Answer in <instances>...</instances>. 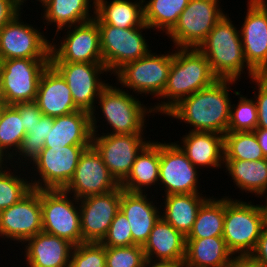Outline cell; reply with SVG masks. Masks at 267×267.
<instances>
[{
    "label": "cell",
    "mask_w": 267,
    "mask_h": 267,
    "mask_svg": "<svg viewBox=\"0 0 267 267\" xmlns=\"http://www.w3.org/2000/svg\"><path fill=\"white\" fill-rule=\"evenodd\" d=\"M132 95L110 84L102 90L97 101L105 122L112 128L109 134L144 133L146 116L154 112L152 106L147 108Z\"/></svg>",
    "instance_id": "cell-5"
},
{
    "label": "cell",
    "mask_w": 267,
    "mask_h": 267,
    "mask_svg": "<svg viewBox=\"0 0 267 267\" xmlns=\"http://www.w3.org/2000/svg\"><path fill=\"white\" fill-rule=\"evenodd\" d=\"M143 251L147 263L183 264L186 237L160 217L152 228Z\"/></svg>",
    "instance_id": "cell-21"
},
{
    "label": "cell",
    "mask_w": 267,
    "mask_h": 267,
    "mask_svg": "<svg viewBox=\"0 0 267 267\" xmlns=\"http://www.w3.org/2000/svg\"><path fill=\"white\" fill-rule=\"evenodd\" d=\"M198 170L174 142H160L159 183L165 196L200 193Z\"/></svg>",
    "instance_id": "cell-16"
},
{
    "label": "cell",
    "mask_w": 267,
    "mask_h": 267,
    "mask_svg": "<svg viewBox=\"0 0 267 267\" xmlns=\"http://www.w3.org/2000/svg\"><path fill=\"white\" fill-rule=\"evenodd\" d=\"M232 22L226 14L215 24L198 49L218 79L237 81L246 68L249 78L255 77L258 74L246 62L240 31Z\"/></svg>",
    "instance_id": "cell-3"
},
{
    "label": "cell",
    "mask_w": 267,
    "mask_h": 267,
    "mask_svg": "<svg viewBox=\"0 0 267 267\" xmlns=\"http://www.w3.org/2000/svg\"><path fill=\"white\" fill-rule=\"evenodd\" d=\"M241 91L233 93L239 96L237 105L230 106V119L227 132L254 131L258 124L257 104L253 99H248L240 94Z\"/></svg>",
    "instance_id": "cell-39"
},
{
    "label": "cell",
    "mask_w": 267,
    "mask_h": 267,
    "mask_svg": "<svg viewBox=\"0 0 267 267\" xmlns=\"http://www.w3.org/2000/svg\"><path fill=\"white\" fill-rule=\"evenodd\" d=\"M159 165L160 142L150 141L136 157L130 173L120 187L132 193H145L146 188L159 183Z\"/></svg>",
    "instance_id": "cell-29"
},
{
    "label": "cell",
    "mask_w": 267,
    "mask_h": 267,
    "mask_svg": "<svg viewBox=\"0 0 267 267\" xmlns=\"http://www.w3.org/2000/svg\"><path fill=\"white\" fill-rule=\"evenodd\" d=\"M92 135L90 113L79 110L53 118L44 147L91 145Z\"/></svg>",
    "instance_id": "cell-26"
},
{
    "label": "cell",
    "mask_w": 267,
    "mask_h": 267,
    "mask_svg": "<svg viewBox=\"0 0 267 267\" xmlns=\"http://www.w3.org/2000/svg\"><path fill=\"white\" fill-rule=\"evenodd\" d=\"M166 86L153 106V112L167 114L182 99L199 90L209 87L218 78L213 74L210 64L198 48H176Z\"/></svg>",
    "instance_id": "cell-2"
},
{
    "label": "cell",
    "mask_w": 267,
    "mask_h": 267,
    "mask_svg": "<svg viewBox=\"0 0 267 267\" xmlns=\"http://www.w3.org/2000/svg\"><path fill=\"white\" fill-rule=\"evenodd\" d=\"M234 259L222 236L186 238L184 267H229Z\"/></svg>",
    "instance_id": "cell-27"
},
{
    "label": "cell",
    "mask_w": 267,
    "mask_h": 267,
    "mask_svg": "<svg viewBox=\"0 0 267 267\" xmlns=\"http://www.w3.org/2000/svg\"><path fill=\"white\" fill-rule=\"evenodd\" d=\"M66 80L75 105L90 113L92 133L98 132L96 100L109 84L99 76L108 69L103 63H50ZM95 105V106H94Z\"/></svg>",
    "instance_id": "cell-7"
},
{
    "label": "cell",
    "mask_w": 267,
    "mask_h": 267,
    "mask_svg": "<svg viewBox=\"0 0 267 267\" xmlns=\"http://www.w3.org/2000/svg\"><path fill=\"white\" fill-rule=\"evenodd\" d=\"M41 231V190L33 188L20 201L0 212L1 238L23 244Z\"/></svg>",
    "instance_id": "cell-18"
},
{
    "label": "cell",
    "mask_w": 267,
    "mask_h": 267,
    "mask_svg": "<svg viewBox=\"0 0 267 267\" xmlns=\"http://www.w3.org/2000/svg\"><path fill=\"white\" fill-rule=\"evenodd\" d=\"M129 62L119 68L114 76L121 87H127L138 94H150L154 97L162 95L169 76L173 51L165 54L151 53Z\"/></svg>",
    "instance_id": "cell-9"
},
{
    "label": "cell",
    "mask_w": 267,
    "mask_h": 267,
    "mask_svg": "<svg viewBox=\"0 0 267 267\" xmlns=\"http://www.w3.org/2000/svg\"><path fill=\"white\" fill-rule=\"evenodd\" d=\"M69 267H106V247L96 242L74 246Z\"/></svg>",
    "instance_id": "cell-40"
},
{
    "label": "cell",
    "mask_w": 267,
    "mask_h": 267,
    "mask_svg": "<svg viewBox=\"0 0 267 267\" xmlns=\"http://www.w3.org/2000/svg\"><path fill=\"white\" fill-rule=\"evenodd\" d=\"M11 170L5 166L0 171V212L20 201L33 189L30 180L21 178V174L16 175Z\"/></svg>",
    "instance_id": "cell-38"
},
{
    "label": "cell",
    "mask_w": 267,
    "mask_h": 267,
    "mask_svg": "<svg viewBox=\"0 0 267 267\" xmlns=\"http://www.w3.org/2000/svg\"><path fill=\"white\" fill-rule=\"evenodd\" d=\"M39 2L42 3V8L44 7L42 16L43 20H46L44 23H47V25L54 23L55 27L57 25L55 36L59 31L89 22L95 16L96 0H39ZM91 7L94 9L93 15L89 13Z\"/></svg>",
    "instance_id": "cell-28"
},
{
    "label": "cell",
    "mask_w": 267,
    "mask_h": 267,
    "mask_svg": "<svg viewBox=\"0 0 267 267\" xmlns=\"http://www.w3.org/2000/svg\"><path fill=\"white\" fill-rule=\"evenodd\" d=\"M41 211L43 232L66 239L74 246L85 243L77 198L63 189L41 190Z\"/></svg>",
    "instance_id": "cell-6"
},
{
    "label": "cell",
    "mask_w": 267,
    "mask_h": 267,
    "mask_svg": "<svg viewBox=\"0 0 267 267\" xmlns=\"http://www.w3.org/2000/svg\"><path fill=\"white\" fill-rule=\"evenodd\" d=\"M181 140L182 145L175 143L195 167L201 169V167L223 166L224 135L215 132L189 131Z\"/></svg>",
    "instance_id": "cell-25"
},
{
    "label": "cell",
    "mask_w": 267,
    "mask_h": 267,
    "mask_svg": "<svg viewBox=\"0 0 267 267\" xmlns=\"http://www.w3.org/2000/svg\"><path fill=\"white\" fill-rule=\"evenodd\" d=\"M35 102L43 115L53 118L80 110L66 80L51 64L42 73Z\"/></svg>",
    "instance_id": "cell-22"
},
{
    "label": "cell",
    "mask_w": 267,
    "mask_h": 267,
    "mask_svg": "<svg viewBox=\"0 0 267 267\" xmlns=\"http://www.w3.org/2000/svg\"><path fill=\"white\" fill-rule=\"evenodd\" d=\"M49 127H53V117L45 116L43 115L40 118L39 123H36L23 137V141L21 143V146L19 150L16 152V154L13 156L14 158H11L10 161L12 164L17 159L15 157H18L19 163H26V167L30 166L29 163L33 164V162L39 157L40 152L43 150L45 145V139L49 132ZM21 157V159H20ZM25 158V159H23ZM27 161V162H21ZM28 164V165H27Z\"/></svg>",
    "instance_id": "cell-37"
},
{
    "label": "cell",
    "mask_w": 267,
    "mask_h": 267,
    "mask_svg": "<svg viewBox=\"0 0 267 267\" xmlns=\"http://www.w3.org/2000/svg\"><path fill=\"white\" fill-rule=\"evenodd\" d=\"M2 101L6 105L34 102L43 71L50 59L13 58L1 60Z\"/></svg>",
    "instance_id": "cell-11"
},
{
    "label": "cell",
    "mask_w": 267,
    "mask_h": 267,
    "mask_svg": "<svg viewBox=\"0 0 267 267\" xmlns=\"http://www.w3.org/2000/svg\"><path fill=\"white\" fill-rule=\"evenodd\" d=\"M25 135L23 118L19 111L13 105H7L0 121V152L8 160L13 158Z\"/></svg>",
    "instance_id": "cell-35"
},
{
    "label": "cell",
    "mask_w": 267,
    "mask_h": 267,
    "mask_svg": "<svg viewBox=\"0 0 267 267\" xmlns=\"http://www.w3.org/2000/svg\"><path fill=\"white\" fill-rule=\"evenodd\" d=\"M27 0H20V3L22 4V5H24L23 3H25ZM36 1H39V0H36Z\"/></svg>",
    "instance_id": "cell-54"
},
{
    "label": "cell",
    "mask_w": 267,
    "mask_h": 267,
    "mask_svg": "<svg viewBox=\"0 0 267 267\" xmlns=\"http://www.w3.org/2000/svg\"><path fill=\"white\" fill-rule=\"evenodd\" d=\"M227 174L241 191L265 196L267 193V158L257 161L224 159Z\"/></svg>",
    "instance_id": "cell-32"
},
{
    "label": "cell",
    "mask_w": 267,
    "mask_h": 267,
    "mask_svg": "<svg viewBox=\"0 0 267 267\" xmlns=\"http://www.w3.org/2000/svg\"><path fill=\"white\" fill-rule=\"evenodd\" d=\"M219 0H190L174 27L166 34L175 48H198L226 14Z\"/></svg>",
    "instance_id": "cell-10"
},
{
    "label": "cell",
    "mask_w": 267,
    "mask_h": 267,
    "mask_svg": "<svg viewBox=\"0 0 267 267\" xmlns=\"http://www.w3.org/2000/svg\"><path fill=\"white\" fill-rule=\"evenodd\" d=\"M91 145L44 147L33 162L32 171L41 179L31 180L32 188L38 190L64 189L74 175L79 158ZM35 166V168H34Z\"/></svg>",
    "instance_id": "cell-12"
},
{
    "label": "cell",
    "mask_w": 267,
    "mask_h": 267,
    "mask_svg": "<svg viewBox=\"0 0 267 267\" xmlns=\"http://www.w3.org/2000/svg\"><path fill=\"white\" fill-rule=\"evenodd\" d=\"M144 0H96L94 21L117 28L140 27L144 23Z\"/></svg>",
    "instance_id": "cell-31"
},
{
    "label": "cell",
    "mask_w": 267,
    "mask_h": 267,
    "mask_svg": "<svg viewBox=\"0 0 267 267\" xmlns=\"http://www.w3.org/2000/svg\"><path fill=\"white\" fill-rule=\"evenodd\" d=\"M23 118V126L26 133L36 124L39 123L40 118L43 116L37 103L25 102L13 105Z\"/></svg>",
    "instance_id": "cell-44"
},
{
    "label": "cell",
    "mask_w": 267,
    "mask_h": 267,
    "mask_svg": "<svg viewBox=\"0 0 267 267\" xmlns=\"http://www.w3.org/2000/svg\"><path fill=\"white\" fill-rule=\"evenodd\" d=\"M1 82H2V63L0 60V100H2Z\"/></svg>",
    "instance_id": "cell-53"
},
{
    "label": "cell",
    "mask_w": 267,
    "mask_h": 267,
    "mask_svg": "<svg viewBox=\"0 0 267 267\" xmlns=\"http://www.w3.org/2000/svg\"><path fill=\"white\" fill-rule=\"evenodd\" d=\"M25 243L28 267H69L74 245L66 239L41 231Z\"/></svg>",
    "instance_id": "cell-24"
},
{
    "label": "cell",
    "mask_w": 267,
    "mask_h": 267,
    "mask_svg": "<svg viewBox=\"0 0 267 267\" xmlns=\"http://www.w3.org/2000/svg\"><path fill=\"white\" fill-rule=\"evenodd\" d=\"M143 246L106 247V267H145Z\"/></svg>",
    "instance_id": "cell-41"
},
{
    "label": "cell",
    "mask_w": 267,
    "mask_h": 267,
    "mask_svg": "<svg viewBox=\"0 0 267 267\" xmlns=\"http://www.w3.org/2000/svg\"><path fill=\"white\" fill-rule=\"evenodd\" d=\"M229 267H261L254 263L249 257L235 258Z\"/></svg>",
    "instance_id": "cell-48"
},
{
    "label": "cell",
    "mask_w": 267,
    "mask_h": 267,
    "mask_svg": "<svg viewBox=\"0 0 267 267\" xmlns=\"http://www.w3.org/2000/svg\"><path fill=\"white\" fill-rule=\"evenodd\" d=\"M202 193L171 194L164 196L161 217L185 237L191 232L202 203L208 198Z\"/></svg>",
    "instance_id": "cell-30"
},
{
    "label": "cell",
    "mask_w": 267,
    "mask_h": 267,
    "mask_svg": "<svg viewBox=\"0 0 267 267\" xmlns=\"http://www.w3.org/2000/svg\"><path fill=\"white\" fill-rule=\"evenodd\" d=\"M266 196V202H265V204H264V206L262 205V207H263V211H264V215H265V224H267V194H265Z\"/></svg>",
    "instance_id": "cell-51"
},
{
    "label": "cell",
    "mask_w": 267,
    "mask_h": 267,
    "mask_svg": "<svg viewBox=\"0 0 267 267\" xmlns=\"http://www.w3.org/2000/svg\"><path fill=\"white\" fill-rule=\"evenodd\" d=\"M236 80L218 79L212 85L182 99L166 115L190 124L191 131L227 133L231 100L229 85Z\"/></svg>",
    "instance_id": "cell-1"
},
{
    "label": "cell",
    "mask_w": 267,
    "mask_h": 267,
    "mask_svg": "<svg viewBox=\"0 0 267 267\" xmlns=\"http://www.w3.org/2000/svg\"><path fill=\"white\" fill-rule=\"evenodd\" d=\"M207 198L198 211L193 228L186 238H207L223 235L224 197Z\"/></svg>",
    "instance_id": "cell-34"
},
{
    "label": "cell",
    "mask_w": 267,
    "mask_h": 267,
    "mask_svg": "<svg viewBox=\"0 0 267 267\" xmlns=\"http://www.w3.org/2000/svg\"><path fill=\"white\" fill-rule=\"evenodd\" d=\"M66 30L60 45L59 42L57 45L51 42L50 63H103L100 31L94 20L67 27Z\"/></svg>",
    "instance_id": "cell-15"
},
{
    "label": "cell",
    "mask_w": 267,
    "mask_h": 267,
    "mask_svg": "<svg viewBox=\"0 0 267 267\" xmlns=\"http://www.w3.org/2000/svg\"><path fill=\"white\" fill-rule=\"evenodd\" d=\"M247 13L241 25L244 57L258 74H267V1L248 0Z\"/></svg>",
    "instance_id": "cell-19"
},
{
    "label": "cell",
    "mask_w": 267,
    "mask_h": 267,
    "mask_svg": "<svg viewBox=\"0 0 267 267\" xmlns=\"http://www.w3.org/2000/svg\"><path fill=\"white\" fill-rule=\"evenodd\" d=\"M145 267H184V265L177 263H146Z\"/></svg>",
    "instance_id": "cell-49"
},
{
    "label": "cell",
    "mask_w": 267,
    "mask_h": 267,
    "mask_svg": "<svg viewBox=\"0 0 267 267\" xmlns=\"http://www.w3.org/2000/svg\"><path fill=\"white\" fill-rule=\"evenodd\" d=\"M121 187L104 194L79 199L80 223L84 242L100 243L120 210ZM81 203V204H80Z\"/></svg>",
    "instance_id": "cell-20"
},
{
    "label": "cell",
    "mask_w": 267,
    "mask_h": 267,
    "mask_svg": "<svg viewBox=\"0 0 267 267\" xmlns=\"http://www.w3.org/2000/svg\"><path fill=\"white\" fill-rule=\"evenodd\" d=\"M6 161V162H5ZM8 159L0 152V171L5 168L4 166H7L6 164L8 163L7 162ZM6 163V164H4ZM4 165V166H3Z\"/></svg>",
    "instance_id": "cell-50"
},
{
    "label": "cell",
    "mask_w": 267,
    "mask_h": 267,
    "mask_svg": "<svg viewBox=\"0 0 267 267\" xmlns=\"http://www.w3.org/2000/svg\"><path fill=\"white\" fill-rule=\"evenodd\" d=\"M119 187L120 184L91 145L81 154L74 175L63 190L79 200L90 195L104 194Z\"/></svg>",
    "instance_id": "cell-17"
},
{
    "label": "cell",
    "mask_w": 267,
    "mask_h": 267,
    "mask_svg": "<svg viewBox=\"0 0 267 267\" xmlns=\"http://www.w3.org/2000/svg\"><path fill=\"white\" fill-rule=\"evenodd\" d=\"M265 215L262 204L253 205L224 196L223 239L235 258L249 257L255 250Z\"/></svg>",
    "instance_id": "cell-4"
},
{
    "label": "cell",
    "mask_w": 267,
    "mask_h": 267,
    "mask_svg": "<svg viewBox=\"0 0 267 267\" xmlns=\"http://www.w3.org/2000/svg\"><path fill=\"white\" fill-rule=\"evenodd\" d=\"M254 133L259 142V146L262 149L264 156L267 158V129L256 128Z\"/></svg>",
    "instance_id": "cell-47"
},
{
    "label": "cell",
    "mask_w": 267,
    "mask_h": 267,
    "mask_svg": "<svg viewBox=\"0 0 267 267\" xmlns=\"http://www.w3.org/2000/svg\"><path fill=\"white\" fill-rule=\"evenodd\" d=\"M100 31V48L103 64L110 75L123 65L146 56L150 51L142 30L150 28L143 23L140 27L117 28L97 23Z\"/></svg>",
    "instance_id": "cell-8"
},
{
    "label": "cell",
    "mask_w": 267,
    "mask_h": 267,
    "mask_svg": "<svg viewBox=\"0 0 267 267\" xmlns=\"http://www.w3.org/2000/svg\"><path fill=\"white\" fill-rule=\"evenodd\" d=\"M145 193H132L121 188L120 210L129 221L133 245L144 246L155 223L161 217L160 209Z\"/></svg>",
    "instance_id": "cell-23"
},
{
    "label": "cell",
    "mask_w": 267,
    "mask_h": 267,
    "mask_svg": "<svg viewBox=\"0 0 267 267\" xmlns=\"http://www.w3.org/2000/svg\"><path fill=\"white\" fill-rule=\"evenodd\" d=\"M266 158L254 131L224 134V159L257 161Z\"/></svg>",
    "instance_id": "cell-36"
},
{
    "label": "cell",
    "mask_w": 267,
    "mask_h": 267,
    "mask_svg": "<svg viewBox=\"0 0 267 267\" xmlns=\"http://www.w3.org/2000/svg\"><path fill=\"white\" fill-rule=\"evenodd\" d=\"M21 5L18 0H0V28L23 10Z\"/></svg>",
    "instance_id": "cell-45"
},
{
    "label": "cell",
    "mask_w": 267,
    "mask_h": 267,
    "mask_svg": "<svg viewBox=\"0 0 267 267\" xmlns=\"http://www.w3.org/2000/svg\"><path fill=\"white\" fill-rule=\"evenodd\" d=\"M252 82L258 86V94L254 92L258 111L257 128L267 129V74L252 77Z\"/></svg>",
    "instance_id": "cell-43"
},
{
    "label": "cell",
    "mask_w": 267,
    "mask_h": 267,
    "mask_svg": "<svg viewBox=\"0 0 267 267\" xmlns=\"http://www.w3.org/2000/svg\"><path fill=\"white\" fill-rule=\"evenodd\" d=\"M6 106L7 105L2 100H0V121H1V118H2V115H3L4 108Z\"/></svg>",
    "instance_id": "cell-52"
},
{
    "label": "cell",
    "mask_w": 267,
    "mask_h": 267,
    "mask_svg": "<svg viewBox=\"0 0 267 267\" xmlns=\"http://www.w3.org/2000/svg\"><path fill=\"white\" fill-rule=\"evenodd\" d=\"M102 134L93 133L91 145L100 154L111 175L121 184L130 173L136 157L150 140H145L144 133Z\"/></svg>",
    "instance_id": "cell-13"
},
{
    "label": "cell",
    "mask_w": 267,
    "mask_h": 267,
    "mask_svg": "<svg viewBox=\"0 0 267 267\" xmlns=\"http://www.w3.org/2000/svg\"><path fill=\"white\" fill-rule=\"evenodd\" d=\"M21 13L0 28V60L50 59L51 41L40 29L21 21Z\"/></svg>",
    "instance_id": "cell-14"
},
{
    "label": "cell",
    "mask_w": 267,
    "mask_h": 267,
    "mask_svg": "<svg viewBox=\"0 0 267 267\" xmlns=\"http://www.w3.org/2000/svg\"><path fill=\"white\" fill-rule=\"evenodd\" d=\"M190 0H149L143 5L144 23L158 31L165 32V35L177 23L179 16L186 8Z\"/></svg>",
    "instance_id": "cell-33"
},
{
    "label": "cell",
    "mask_w": 267,
    "mask_h": 267,
    "mask_svg": "<svg viewBox=\"0 0 267 267\" xmlns=\"http://www.w3.org/2000/svg\"><path fill=\"white\" fill-rule=\"evenodd\" d=\"M130 229L129 221L125 214L119 210L111 222L106 236L100 243L105 247L133 246Z\"/></svg>",
    "instance_id": "cell-42"
},
{
    "label": "cell",
    "mask_w": 267,
    "mask_h": 267,
    "mask_svg": "<svg viewBox=\"0 0 267 267\" xmlns=\"http://www.w3.org/2000/svg\"><path fill=\"white\" fill-rule=\"evenodd\" d=\"M249 258L261 267H267V224L264 225L257 246Z\"/></svg>",
    "instance_id": "cell-46"
}]
</instances>
